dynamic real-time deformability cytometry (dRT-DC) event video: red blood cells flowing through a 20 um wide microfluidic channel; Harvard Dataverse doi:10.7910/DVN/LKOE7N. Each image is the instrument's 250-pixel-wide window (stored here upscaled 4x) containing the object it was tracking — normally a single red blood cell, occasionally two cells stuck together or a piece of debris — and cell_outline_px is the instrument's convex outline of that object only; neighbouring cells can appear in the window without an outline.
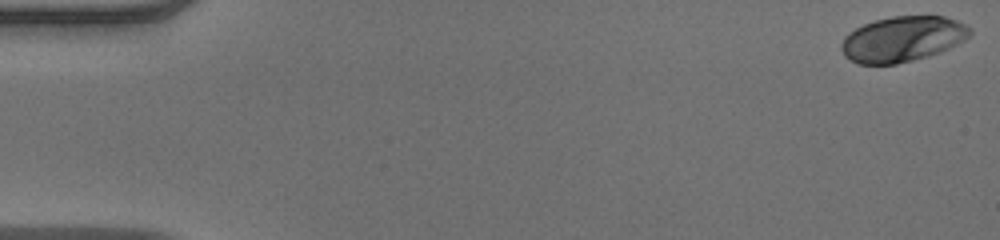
{"species": "human", "species_latin": "Homo sapiens", "temperature_condition": "warm", "stored_images_in_passage": 52, "camera_frame_rate_fps": 3000, "um_per_image_px": 0.085, "donor": {"sex": "male"}, "frame": {"image": 1, "passage_image": 1, "time_ms": 0.0, "image_size_px": [1000, 240], "cell_outline_px": [[972, 32], [964, 40], [940, 52], [928, 56], [896, 64], [860, 64], [844, 56], [840, 48], [840, 44], [844, 36], [848, 32], [864, 24], [876, 20], [892, 16], [944, 16], [956, 20], [972, 28]], "centroid_in_image_um": [76.69, 3.31], "position_along_channel_um": 8.3, "area_um2": 33.99}}
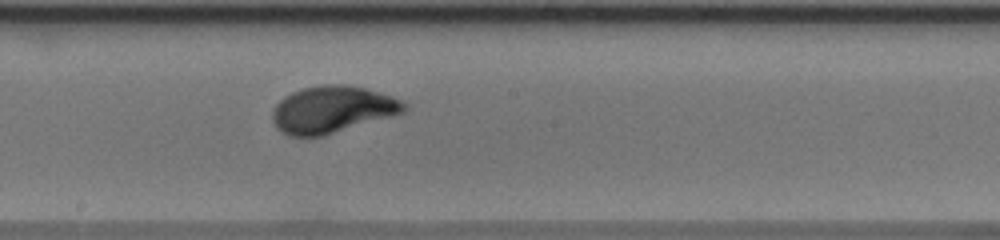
{"frame": {"image": 2, "passage_image": 29, "time_ms": 9.333, "image_size_px": [1000, 240], "cell_outline_px": [[408, 108], [404, 112], [392, 116], [324, 136], [288, 136], [280, 132], [276, 128], [272, 120], [272, 112], [276, 104], [284, 96], [300, 88], [324, 84], [344, 84], [364, 88], [392, 96], [404, 100], [408, 104]], "centroid_in_image_um": [28.24, 9.31], "position_along_channel_um": 220.0, "area_um2": 36.36}}
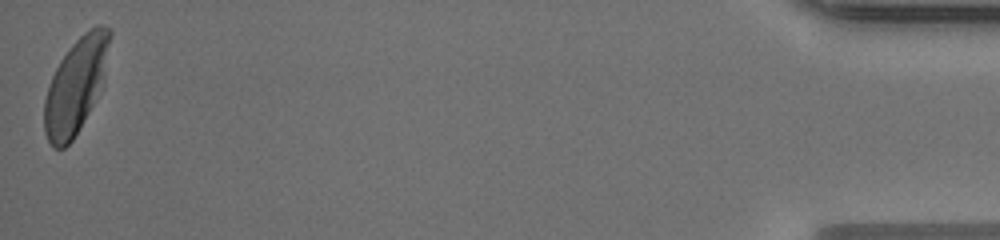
{"frame": {"image": 3, "passage_image": 52, "time_ms": 17.0, "image_size_px": [1000, 240], "cell_outline_px": [[112, 36], [104, 84], [72, 140], [64, 148], [52, 148], [44, 132], [44, 100], [52, 76], [60, 60], [72, 44], [84, 32], [96, 24], [100, 24], [112, 28]], "centroid_in_image_um": [6.48, 7.22], "position_along_channel_um": 428.7, "area_um2": 36.41}, "authors_computed_cell_mechanics": {"area_um2": 34.7089, "velocity_mm_per_s": 3.9395, "shape_relaxation_time_tau1_ms": 3.1126, "shape_relaxation_time_tau2_ms": null, "deformation_change_tau1": 0.1954, "deformation_change_tau2": null}}